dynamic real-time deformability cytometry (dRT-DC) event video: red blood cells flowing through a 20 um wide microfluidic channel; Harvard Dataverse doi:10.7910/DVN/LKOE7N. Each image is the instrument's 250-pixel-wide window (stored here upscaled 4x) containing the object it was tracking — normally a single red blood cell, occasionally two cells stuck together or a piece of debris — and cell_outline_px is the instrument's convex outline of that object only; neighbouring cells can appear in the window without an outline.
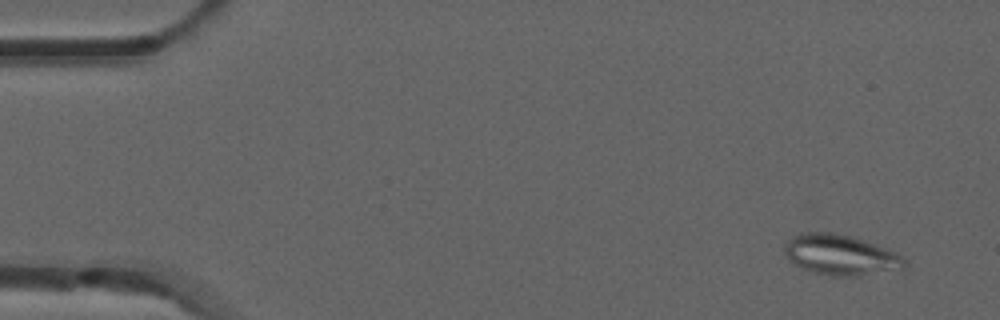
{"species": "common noctule bat (a hibernating species)", "species_latin": "Nyctalus noctula", "temperature_condition": "room temperature", "stored_images_in_passage": 5, "camera_frame_rate_fps": 3000, "um_per_image_px": 0.085, "animal": {"sex": "male", "forearm_length_mm": 52.5}, "frame": {"image": 1, "passage_image": 1, "time_ms": 0.0, "image_size_px": [1000, 320], "cell_outline_px": [[908, 264], [904, 268], [860, 276], [832, 276], [812, 272], [792, 264], [784, 252], [784, 244], [792, 236], [800, 232], [840, 232], [896, 252], [908, 260]], "centroid_in_image_um": [71.43, 21.66], "position_along_channel_um": 13.6, "area_um2": 28.67}}